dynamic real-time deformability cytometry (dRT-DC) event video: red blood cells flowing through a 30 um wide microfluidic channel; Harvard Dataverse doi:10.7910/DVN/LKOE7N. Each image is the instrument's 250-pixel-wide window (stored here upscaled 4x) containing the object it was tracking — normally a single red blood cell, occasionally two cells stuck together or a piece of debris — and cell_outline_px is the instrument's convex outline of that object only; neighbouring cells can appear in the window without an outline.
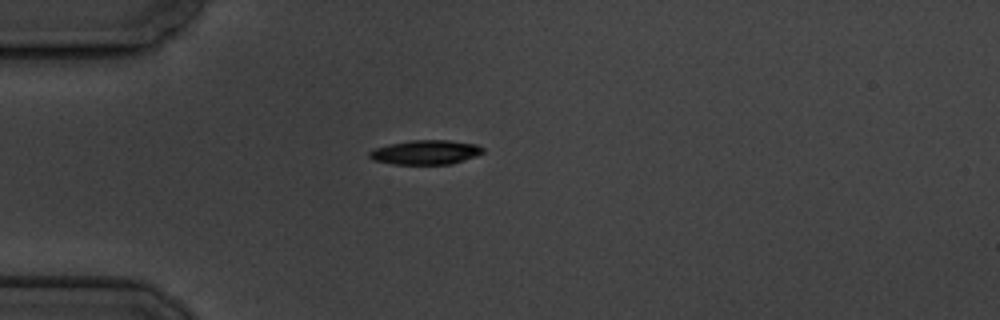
{"species": "common noctule bat (a hibernating species)", "species_latin": "Nyctalus noctula", "temperature_condition": "cold", "stored_images_in_passage": 2, "camera_frame_rate_fps": 3000, "um_per_image_px": 0.085, "animal": {"sex": "male", "body_mass_g": 19.5, "forearm_length_mm": 54.6}, "frame": {"image": 1, "passage_image": 1, "time_ms": 0.0, "image_size_px": [1000, 320], "cell_outline_px": [[484, 152], [476, 156], [452, 164], [392, 164], [372, 160], [368, 156], [368, 152], [372, 148], [388, 144], [412, 140], [448, 140], [476, 144], [484, 148]], "centroid_in_image_um": [36.14, 12.94], "position_along_channel_um": 48.9, "area_um2": 16.3}}